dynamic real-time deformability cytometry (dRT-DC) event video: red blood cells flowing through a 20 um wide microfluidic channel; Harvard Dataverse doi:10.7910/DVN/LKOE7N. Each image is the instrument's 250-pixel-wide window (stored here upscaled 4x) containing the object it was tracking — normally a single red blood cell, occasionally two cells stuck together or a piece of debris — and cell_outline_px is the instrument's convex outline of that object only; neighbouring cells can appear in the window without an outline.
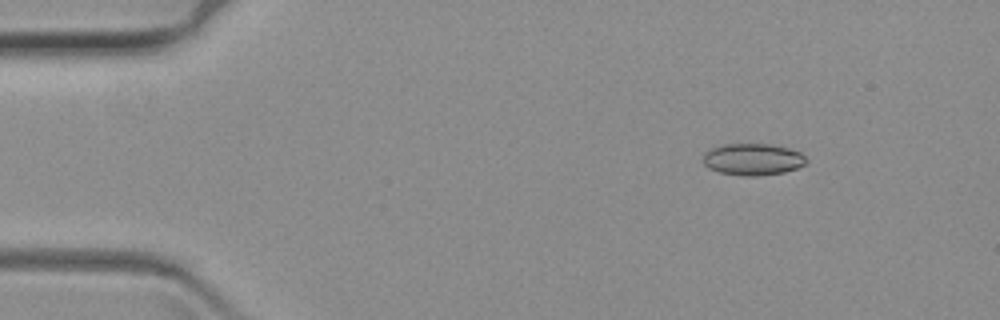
{"species": "common noctule bat (a hibernating species)", "species_latin": "Nyctalus noctula", "temperature_condition": "warm", "stored_images_in_passage": 36, "camera_frame_rate_fps": 3000, "um_per_image_px": 0.085, "animal": {"sex": "female", "body_mass_g": 19.3, "forearm_length_mm": 54.1}, "frame": {"image": 1, "passage_image": 9, "time_ms": 2.667, "image_size_px": [1000, 320], "cell_outline_px": [[808, 160], [804, 164], [796, 168], [784, 172], [756, 176], [744, 176], [720, 172], [708, 168], [700, 160], [704, 152], [720, 144], [772, 144], [788, 148], [800, 152]], "centroid_in_image_um": [63.94, 13.53], "position_along_channel_um": 21.1, "area_um2": 19.25}}
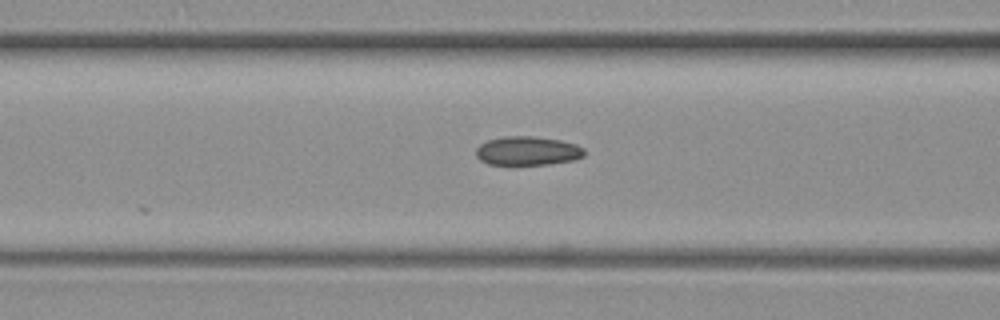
{"frame": {"image": 2, "passage_image": 26, "time_ms": 8.333, "image_size_px": [1000, 320], "cell_outline_px": [[584, 156], [576, 160], [548, 164], [512, 168], [488, 164], [480, 160], [476, 156], [476, 148], [480, 144], [488, 140], [504, 136], [532, 136], [560, 140], [576, 144], [584, 148]], "centroid_in_image_um": [44.81, 12.88], "position_along_channel_um": 121.8, "area_um2": 19.13}}
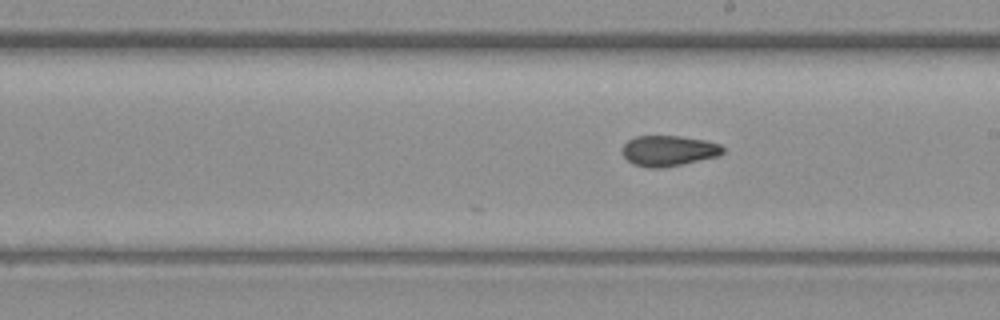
{"frame": {"image": 3, "passage_image": 36, "time_ms": 11.667, "image_size_px": [1000, 320], "cell_outline_px": [[724, 152], [720, 156], [664, 168], [648, 168], [632, 164], [624, 156], [624, 144], [628, 140], [636, 136], [680, 136], [704, 140], [720, 144], [724, 148]], "centroid_in_image_um": [56.86, 12.82], "position_along_channel_um": 232.1, "area_um2": 17.98}}